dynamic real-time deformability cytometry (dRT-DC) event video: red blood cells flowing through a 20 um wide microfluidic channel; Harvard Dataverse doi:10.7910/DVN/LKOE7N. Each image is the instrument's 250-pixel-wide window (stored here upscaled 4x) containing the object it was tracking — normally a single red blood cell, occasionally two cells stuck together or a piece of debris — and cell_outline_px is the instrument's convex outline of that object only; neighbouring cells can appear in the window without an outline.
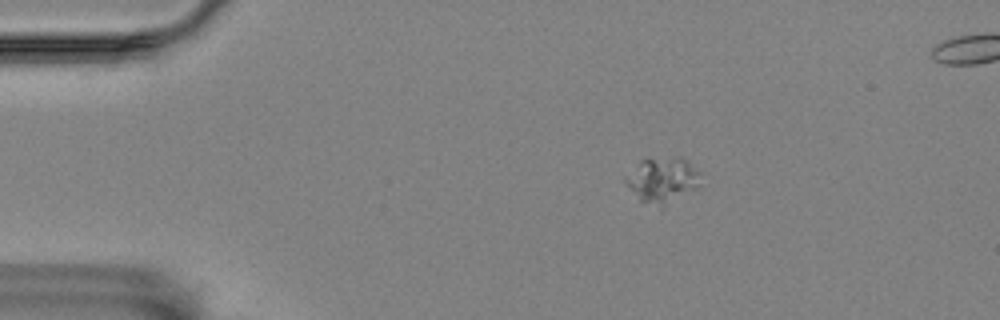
{"species": "Egyptian fruit bat (a non-hibernating species)", "species_latin": "Rousettus aegyptiacus", "temperature_condition": "room temperature", "stored_images_in_passage": 5, "camera_frame_rate_fps": 3000, "um_per_image_px": 0.085, "animal": {"sex": "female"}, "frame": {"image": 1, "passage_image": 2, "time_ms": 0.333, "image_size_px": [1000, 320], "cell_outline_px": [[700, 184], [696, 188], [660, 208], [640, 200], [624, 180], [640, 160], [676, 156], [680, 156], [700, 172]], "centroid_in_image_um": [56.34, 15.29], "position_along_channel_um": 28.7, "area_um2": 19.36}}